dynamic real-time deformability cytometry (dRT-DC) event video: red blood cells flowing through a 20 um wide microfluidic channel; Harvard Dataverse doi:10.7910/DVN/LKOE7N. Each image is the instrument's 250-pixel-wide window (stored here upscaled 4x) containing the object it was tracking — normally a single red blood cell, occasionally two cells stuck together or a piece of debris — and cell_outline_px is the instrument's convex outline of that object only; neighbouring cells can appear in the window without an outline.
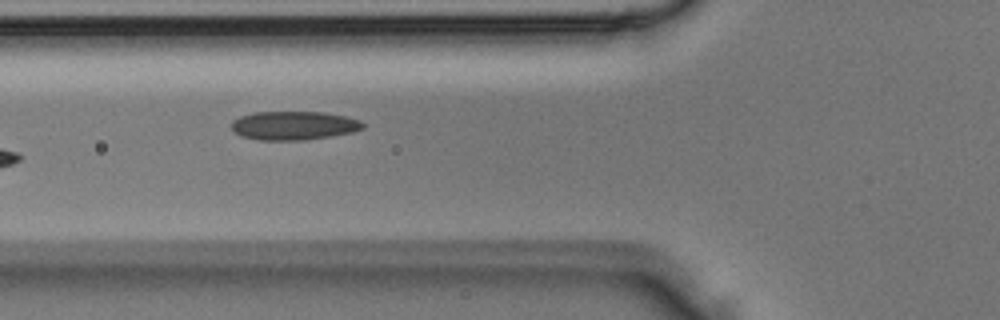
{"species": "Egyptian fruit bat (a non-hibernating species)", "species_latin": "Rousettus aegyptiacus", "temperature_condition": "room temperature", "stored_images_in_passage": 5, "camera_frame_rate_fps": 3000, "um_per_image_px": 0.085, "animal": {"sex": "male"}, "frame": {"image": 1, "passage_image": 4, "time_ms": 1.0, "image_size_px": [1000, 320], "cell_outline_px": [[364, 128], [352, 132], [332, 136], [304, 140], [260, 140], [240, 136], [232, 132], [232, 120], [240, 116], [252, 112], [324, 112], [348, 116], [360, 120], [364, 124]], "centroid_in_image_um": [24.96, 10.67], "position_along_channel_um": 100.8, "area_um2": 22.25}}
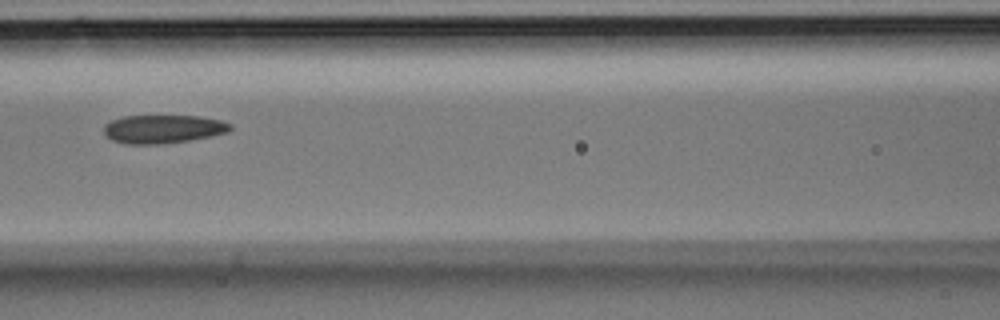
{"frame": {"image": 2, "passage_image": 5, "time_ms": 1.333, "image_size_px": [1000, 320], "cell_outline_px": [[232, 128], [228, 132], [212, 136], [164, 144], [124, 144], [112, 140], [104, 132], [104, 124], [112, 120], [124, 116], [196, 116], [220, 120], [232, 124]], "centroid_in_image_um": [13.86, 10.97], "position_along_channel_um": 152.7, "area_um2": 20.92}}